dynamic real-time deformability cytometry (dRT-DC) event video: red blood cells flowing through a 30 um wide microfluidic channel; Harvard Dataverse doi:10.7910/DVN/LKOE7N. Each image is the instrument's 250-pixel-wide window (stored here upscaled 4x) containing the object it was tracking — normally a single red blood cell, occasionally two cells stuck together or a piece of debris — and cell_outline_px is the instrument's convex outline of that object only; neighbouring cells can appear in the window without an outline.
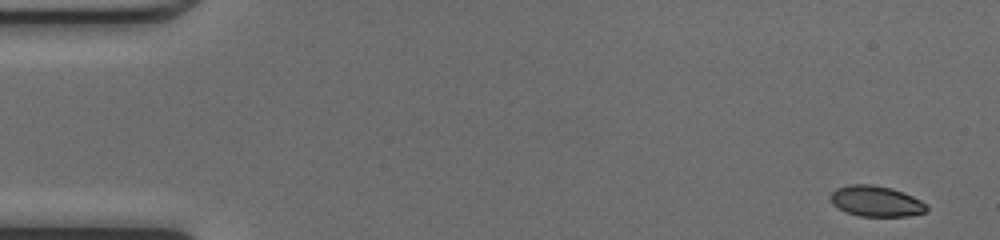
{"species": "common noctule bat (a hibernating species)", "species_latin": "Nyctalus noctula", "temperature_condition": "cold", "stored_images_in_passage": 48, "camera_frame_rate_fps": 3000, "um_per_image_px": 0.085, "animal": {"sex": "female", "body_mass_g": 17.0, "forearm_length_mm": 48.0}, "frame": {"image": 1, "passage_image": 1, "time_ms": 0.0, "image_size_px": [1000, 240], "cell_outline_px": [[928, 208], [924, 212], [908, 216], [860, 216], [848, 212], [832, 204], [832, 192], [836, 188], [852, 184], [872, 184], [892, 188], [904, 192], [928, 204]], "centroid_in_image_um": [74.5, 17.09], "position_along_channel_um": 10.5, "area_um2": 17.05}}
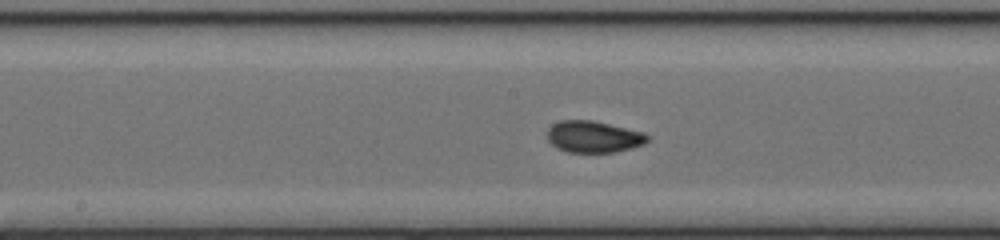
{"frame": {"image": 2, "passage_image": 24, "time_ms": 7.667, "image_size_px": [1000, 240], "cell_outline_px": [[648, 140], [644, 144], [632, 148], [616, 152], [568, 152], [556, 148], [548, 140], [548, 128], [552, 124], [560, 120], [592, 120], [644, 132], [648, 136]], "centroid_in_image_um": [50.44, 11.62], "position_along_channel_um": 197.8, "area_um2": 18.5}}
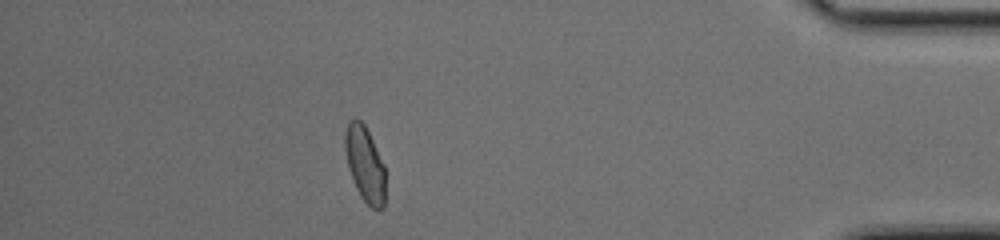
{"frame": {"image": 3, "passage_image": 42, "time_ms": 13.667, "image_size_px": [1000, 240], "cell_outline_px": [[384, 208], [372, 208], [360, 196], [352, 180], [348, 168], [344, 148], [344, 136], [348, 120], [360, 120], [364, 124], [384, 164]], "centroid_in_image_um": [30.99, 13.94], "position_along_channel_um": 404.2, "area_um2": 17.57}, "authors_computed_cell_mechanics": {"area_um2": 18.0625, "velocity_mm_per_s": 4.2432, "shape_relaxation_time_tau1_ms": 3.7862, "shape_relaxation_time_tau2_ms": 0.931, "deformation_change_tau1": 0.1285, "deformation_change_tau2": 0.0319}}